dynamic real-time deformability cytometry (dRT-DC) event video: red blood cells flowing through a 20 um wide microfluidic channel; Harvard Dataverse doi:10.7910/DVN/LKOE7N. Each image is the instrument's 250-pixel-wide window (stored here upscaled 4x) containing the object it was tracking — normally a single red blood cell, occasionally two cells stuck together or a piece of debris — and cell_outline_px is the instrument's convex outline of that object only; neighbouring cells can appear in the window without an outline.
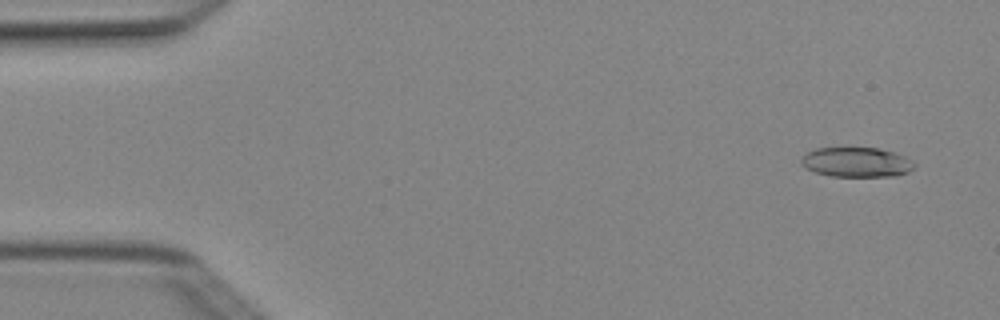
{"species": "Egyptian fruit bat (a non-hibernating species)", "species_latin": "Rousettus aegyptiacus", "temperature_condition": "cold", "stored_images_in_passage": 4, "camera_frame_rate_fps": 3000, "um_per_image_px": 0.085, "animal": {"sex": "female"}, "frame": {"image": 1, "passage_image": 1, "time_ms": 0.0, "image_size_px": [1000, 320], "cell_outline_px": [[916, 164], [908, 172], [896, 176], [832, 176], [816, 172], [800, 164], [800, 160], [808, 152], [816, 148], [848, 144], [880, 148], [904, 156], [912, 160]], "centroid_in_image_um": [72.79, 13.72], "position_along_channel_um": 12.2, "area_um2": 20.35}}
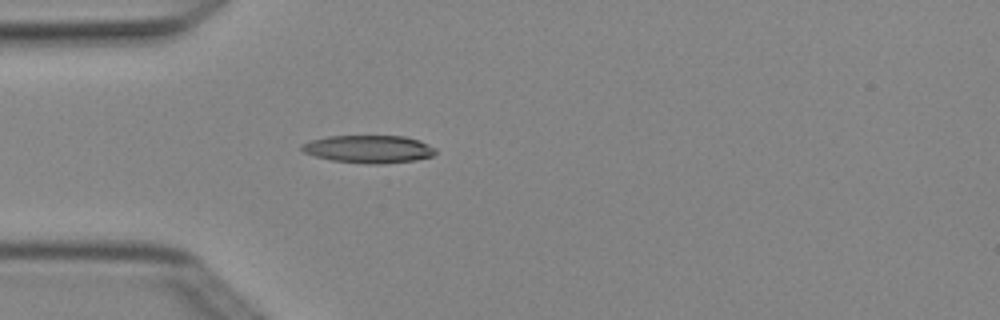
{"frame": {"image": 2, "passage_image": 4, "time_ms": 1.0, "image_size_px": [1000, 320], "cell_outline_px": [[436, 152], [432, 156], [416, 160], [384, 164], [368, 164], [332, 160], [316, 156], [304, 152], [300, 148], [300, 144], [312, 140], [328, 136], [404, 136], [420, 140], [436, 148]], "centroid_in_image_um": [31.37, 12.67], "position_along_channel_um": 53.6, "area_um2": 21.68}}